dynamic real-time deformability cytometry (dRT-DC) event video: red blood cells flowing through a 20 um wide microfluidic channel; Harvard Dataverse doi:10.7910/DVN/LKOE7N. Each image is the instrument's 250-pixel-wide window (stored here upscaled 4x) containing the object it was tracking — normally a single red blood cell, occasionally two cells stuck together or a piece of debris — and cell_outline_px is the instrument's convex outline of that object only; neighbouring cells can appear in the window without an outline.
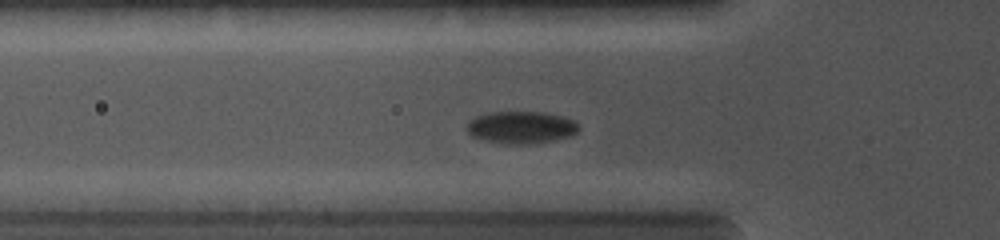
{"species": "common noctule bat (a hibernating species)", "species_latin": "Nyctalus noctula", "temperature_condition": "cold", "stored_images_in_passage": 59, "camera_frame_rate_fps": 5000, "um_per_image_px": 0.085, "animal": {"sex": "female", "body_mass_g": 19.0, "forearm_length_mm": 56.7}, "frame": {"image": 1, "passage_image": 18, "time_ms": 3.6, "image_size_px": [1000, 240], "cell_outline_px": [[580, 128], [572, 136], [552, 140], [528, 144], [508, 144], [488, 140], [472, 136], [468, 132], [468, 120], [476, 116], [488, 112], [544, 112], [560, 116], [572, 120]], "centroid_in_image_um": [44.29, 10.82], "position_along_channel_um": 81.5, "area_um2": 20.75}}
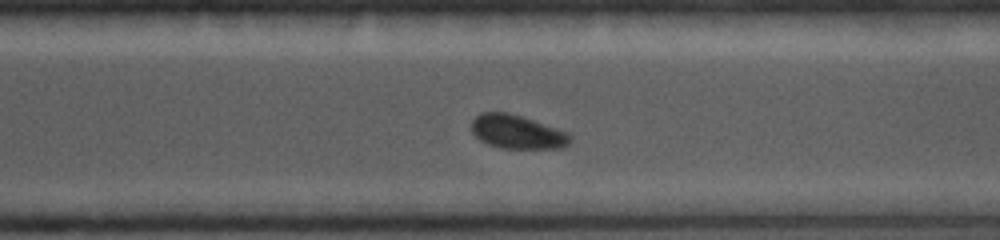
{"frame": {"image": 2, "passage_image": 45, "time_ms": 9.0, "image_size_px": [1000, 240], "cell_outline_px": [[572, 140], [568, 144], [560, 148], [500, 148], [488, 144], [480, 140], [472, 132], [472, 120], [480, 112], [504, 112], [520, 116], [568, 132], [572, 136]], "centroid_in_image_um": [43.95, 11.21], "position_along_channel_um": 326.6, "area_um2": 19.25}}
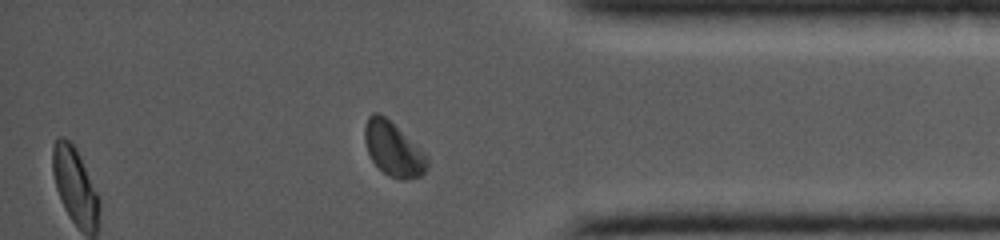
{"frame": {"image": 3, "passage_image": 53, "time_ms": 10.8, "image_size_px": [1000, 240], "cell_outline_px": [[428, 168], [420, 176], [404, 180], [400, 180], [388, 176], [372, 160], [368, 152], [364, 140], [364, 128], [368, 116], [372, 112], [380, 112], [420, 148], [428, 156]], "centroid_in_image_um": [33.42, 12.67], "position_along_channel_um": 401.8, "area_um2": 19.65}}